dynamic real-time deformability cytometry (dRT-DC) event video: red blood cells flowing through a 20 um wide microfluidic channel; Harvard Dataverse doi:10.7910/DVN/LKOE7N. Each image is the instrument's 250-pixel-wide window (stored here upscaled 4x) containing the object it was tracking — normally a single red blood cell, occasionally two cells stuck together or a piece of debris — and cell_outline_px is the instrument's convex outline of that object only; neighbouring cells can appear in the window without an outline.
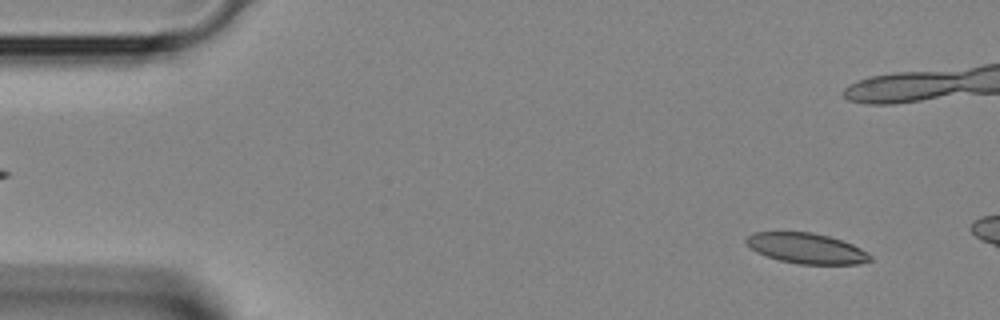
{"species": "Egyptian fruit bat (a non-hibernating species)", "species_latin": "Rousettus aegyptiacus", "temperature_condition": "room temperature", "stored_images_in_passage": 3, "camera_frame_rate_fps": 3000, "um_per_image_px": 0.085, "animal": {"sex": "female"}, "frame": {"image": 1, "passage_image": 1, "time_ms": 0.0, "image_size_px": [1000, 320], "cell_outline_px": [[872, 260], [856, 264], [800, 264], [780, 260], [756, 252], [744, 240], [748, 236], [756, 232], [812, 232], [828, 236], [852, 244], [860, 248], [872, 256]], "centroid_in_image_um": [68.56, 21.11], "position_along_channel_um": 16.4, "area_um2": 21.68}}